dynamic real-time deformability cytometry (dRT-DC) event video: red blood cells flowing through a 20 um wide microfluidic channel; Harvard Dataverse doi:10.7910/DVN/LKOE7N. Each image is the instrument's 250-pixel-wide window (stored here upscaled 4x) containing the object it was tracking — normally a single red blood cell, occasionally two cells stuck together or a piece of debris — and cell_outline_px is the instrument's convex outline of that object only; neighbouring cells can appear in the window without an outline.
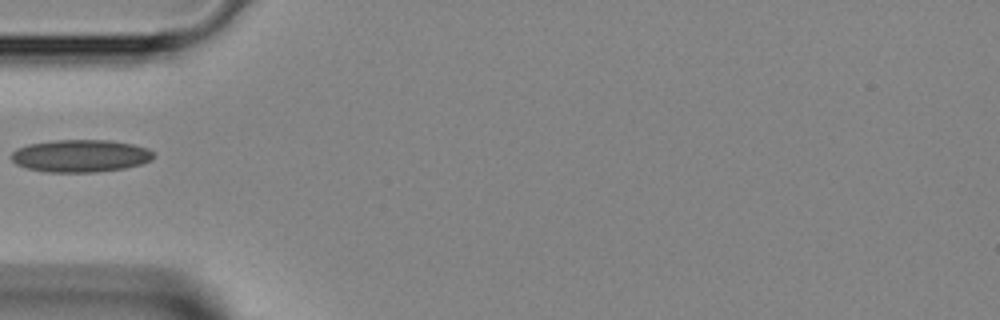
{"species": "Egyptian fruit bat (a non-hibernating species)", "species_latin": "Rousettus aegyptiacus", "temperature_condition": "room temperature", "stored_images_in_passage": 29, "camera_frame_rate_fps": 3000, "um_per_image_px": 0.085, "animal": {"sex": "female"}, "frame": {"image": 1, "passage_image": 1, "time_ms": 0.0, "image_size_px": [1000, 320], "cell_outline_px": [[156, 156], [152, 160], [140, 164], [124, 168], [96, 172], [48, 172], [28, 168], [16, 164], [12, 160], [12, 152], [16, 148], [28, 144], [56, 140], [108, 140], [132, 144], [148, 148]], "centroid_in_image_um": [6.85, 13.24], "position_along_channel_um": 78.1, "area_um2": 26.88}}
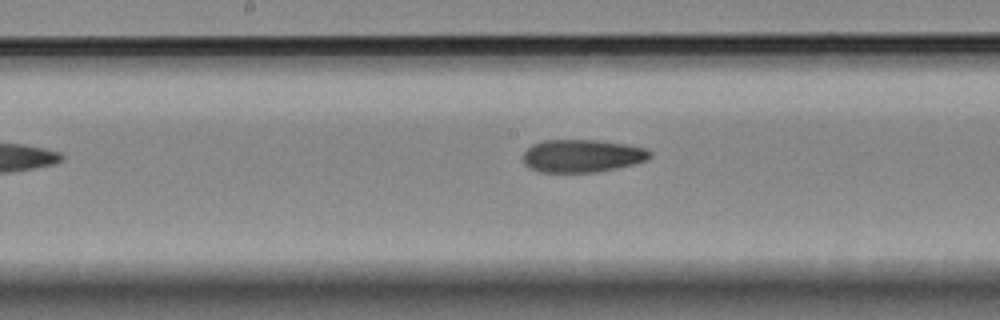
{"frame": {"image": 2, "passage_image": 9, "time_ms": 2.667, "image_size_px": [1000, 320], "cell_outline_px": [[652, 156], [644, 160], [632, 164], [616, 168], [596, 172], [536, 172], [528, 168], [524, 164], [524, 152], [532, 144], [544, 140], [596, 140], [628, 144], [648, 148], [652, 152]], "centroid_in_image_um": [49.47, 13.24], "position_along_channel_um": 198.7, "area_um2": 24.39}}
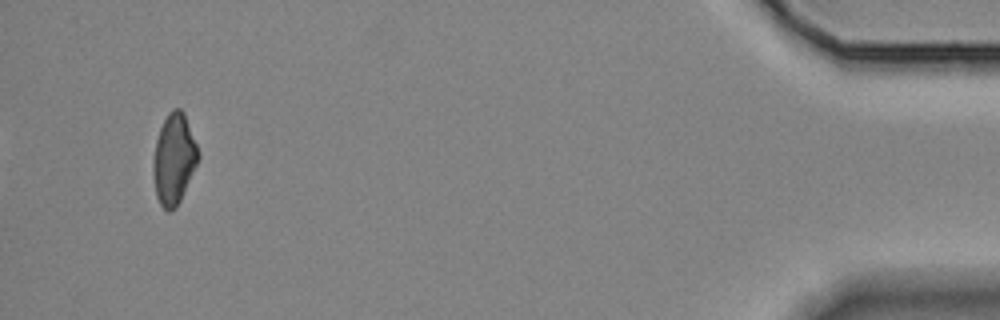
{"frame": {"image": 3, "passage_image": 29, "time_ms": 9.333, "image_size_px": [1000, 320], "cell_outline_px": [[200, 156], [180, 200], [176, 208], [168, 212], [160, 204], [156, 196], [152, 172], [152, 160], [156, 140], [160, 128], [168, 112], [172, 108], [180, 108], [184, 112], [196, 144]], "centroid_in_image_um": [14.76, 13.51], "position_along_channel_um": 420.4, "area_um2": 23.7}}